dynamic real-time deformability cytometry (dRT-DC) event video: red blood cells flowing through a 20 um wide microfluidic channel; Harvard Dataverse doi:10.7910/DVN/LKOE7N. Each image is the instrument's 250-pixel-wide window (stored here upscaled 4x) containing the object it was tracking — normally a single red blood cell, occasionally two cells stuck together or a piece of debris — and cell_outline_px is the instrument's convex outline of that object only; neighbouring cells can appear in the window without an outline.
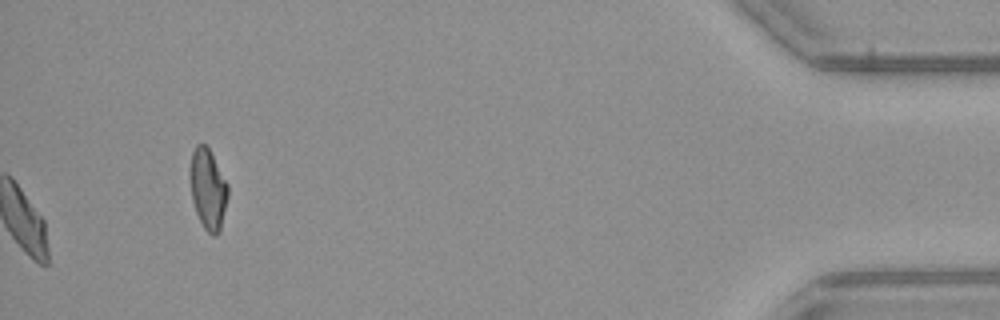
{"species": "common noctule bat (a hibernating species)", "species_latin": "Nyctalus noctula", "temperature_condition": "warm", "stored_images_in_passage": 52, "camera_frame_rate_fps": 3000, "um_per_image_px": 0.085, "animal": {"sex": "female", "body_mass_g": 21.9}, "frame": {"image": 1, "passage_image": 52, "time_ms": 17.0, "image_size_px": [1000, 320], "cell_outline_px": [[228, 196], [220, 232], [216, 236], [212, 236], [204, 228], [196, 212], [192, 200], [188, 176], [188, 172], [192, 152], [196, 144], [204, 144], [208, 148], [228, 184]], "centroid_in_image_um": [17.65, 16.08], "position_along_channel_um": 417.5, "area_um2": 17.98}, "authors_computed_cell_mechanics": {"area_um2": 19.7387, "velocity_mm_per_s": 4.0138, "shape_relaxation_time_tau1_ms": 5.6072, "shape_relaxation_time_tau2_ms": 4.5162, "deformation_change_tau1": 0.1628, "deformation_change_tau2": 0.1033}}